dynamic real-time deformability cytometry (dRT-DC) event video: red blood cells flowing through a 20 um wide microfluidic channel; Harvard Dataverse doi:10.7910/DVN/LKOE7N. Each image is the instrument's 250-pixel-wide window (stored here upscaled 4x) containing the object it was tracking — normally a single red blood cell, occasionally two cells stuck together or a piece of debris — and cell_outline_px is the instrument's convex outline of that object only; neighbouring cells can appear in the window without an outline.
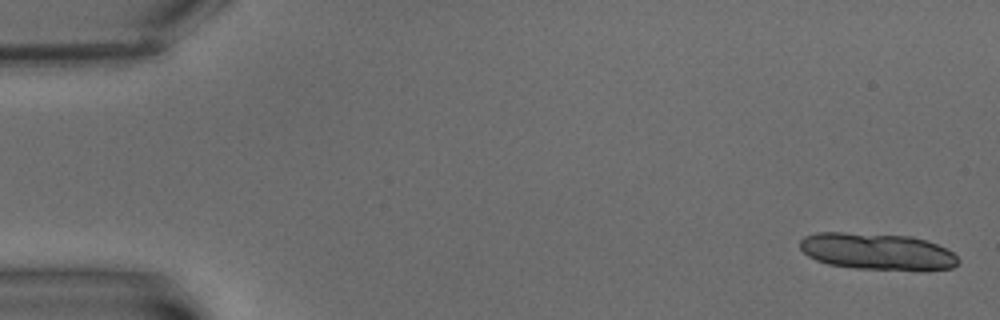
{"species": "common noctule bat (a hibernating species)", "species_latin": "Nyctalus noctula", "temperature_condition": "warm", "stored_images_in_passage": 5, "camera_frame_rate_fps": 3000, "um_per_image_px": 0.085, "animal": {"sex": "male", "body_mass_g": 15.6}, "frame": {"image": 1, "passage_image": 1, "time_ms": 0.0, "image_size_px": [1000, 320], "cell_outline_px": [[960, 260], [952, 268], [856, 268], [828, 264], [816, 260], [808, 256], [800, 248], [800, 240], [804, 236], [816, 232], [844, 232], [912, 236], [936, 244], [952, 252]], "centroid_in_image_um": [74.46, 21.33], "position_along_channel_um": 10.5, "area_um2": 33.0}}